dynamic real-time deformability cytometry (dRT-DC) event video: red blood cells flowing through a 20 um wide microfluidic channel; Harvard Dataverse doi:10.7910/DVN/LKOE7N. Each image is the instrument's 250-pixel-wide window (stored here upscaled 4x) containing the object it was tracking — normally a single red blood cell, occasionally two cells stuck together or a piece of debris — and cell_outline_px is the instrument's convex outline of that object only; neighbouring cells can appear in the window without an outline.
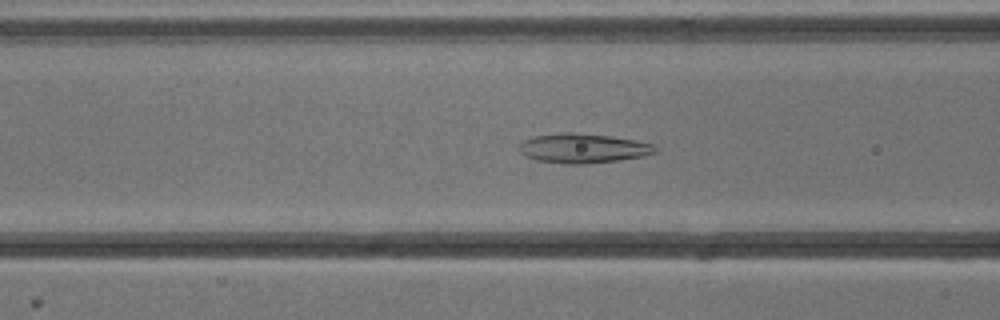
{"species": "common noctule bat (a hibernating species)", "species_latin": "Nyctalus noctula", "temperature_condition": "cold", "stored_images_in_passage": 53, "camera_frame_rate_fps": 3000, "um_per_image_px": 0.085, "animal": {"sex": "male", "body_mass_g": 13.3}, "frame": {"image": 1, "passage_image": 20, "time_ms": 6.333, "image_size_px": [1000, 320], "cell_outline_px": [[660, 148], [656, 152], [644, 156], [616, 160], [584, 164], [564, 164], [536, 160], [524, 156], [520, 152], [520, 144], [524, 140], [532, 136], [564, 132], [568, 132], [608, 136], [636, 140], [656, 144]], "centroid_in_image_um": [49.58, 12.6], "position_along_channel_um": 117.0, "area_um2": 23.47}}
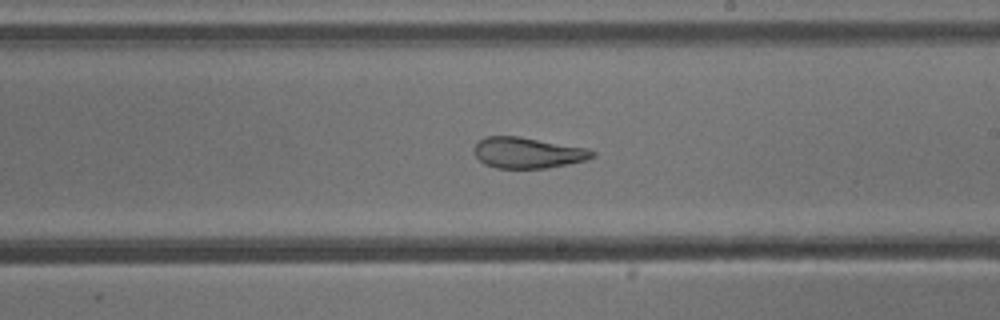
{"frame": {"image": 2, "passage_image": 30, "time_ms": 9.667, "image_size_px": [1000, 320], "cell_outline_px": [[596, 156], [588, 160], [568, 164], [544, 168], [496, 168], [484, 164], [476, 156], [472, 148], [484, 136], [520, 136], [588, 148], [596, 152]], "centroid_in_image_um": [44.88, 12.98], "position_along_channel_um": 244.1, "area_um2": 21.5}}
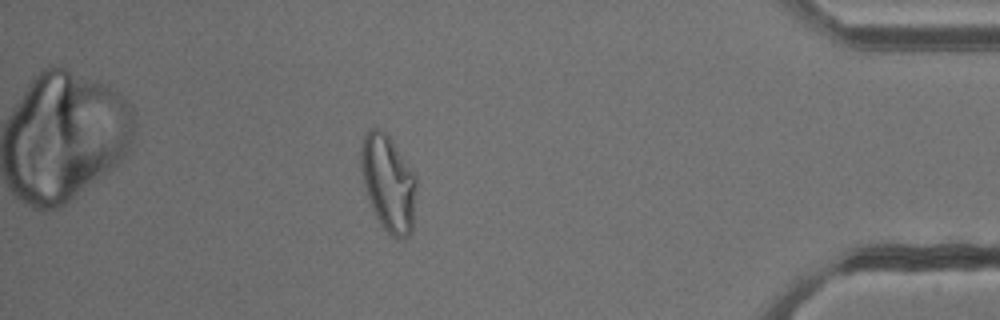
{"frame": {"image": 3, "passage_image": 46, "time_ms": 15.0, "image_size_px": [1000, 320], "cell_outline_px": [[416, 192], [412, 232], [404, 240], [396, 240], [380, 224], [372, 208], [364, 184], [360, 164], [360, 152], [364, 136], [372, 128], [380, 128], [388, 136], [416, 176]], "centroid_in_image_um": [33.02, 15.61], "position_along_channel_um": 402.2, "area_um2": 30.92}, "authors_computed_cell_mechanics": {"area_um2": 27.9752, "velocity_mm_per_s": 3.8072, "shape_relaxation_time_tau1_ms": null, "shape_relaxation_time_tau2_ms": 2.4507, "deformation_change_tau1": null, "deformation_change_tau2": 0.0995}}